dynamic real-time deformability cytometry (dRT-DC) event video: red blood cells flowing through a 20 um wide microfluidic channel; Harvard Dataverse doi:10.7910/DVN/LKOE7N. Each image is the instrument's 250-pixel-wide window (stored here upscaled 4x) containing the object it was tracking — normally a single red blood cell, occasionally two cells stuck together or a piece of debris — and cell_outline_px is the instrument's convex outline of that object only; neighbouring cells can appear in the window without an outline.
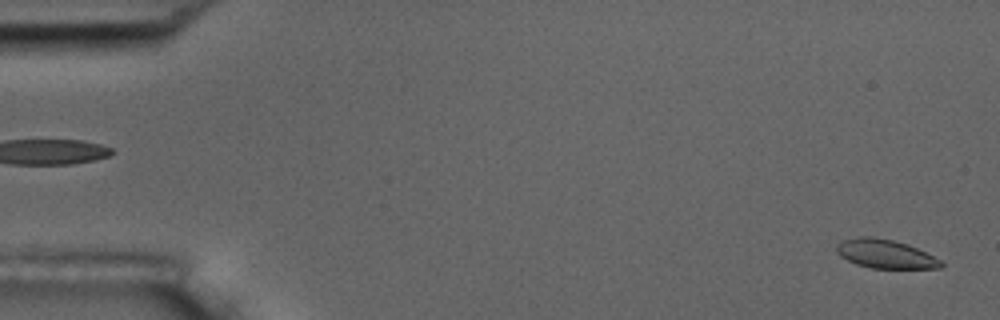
{"species": "common noctule bat (a hibernating species)", "species_latin": "Nyctalus noctula", "temperature_condition": "room temperature", "stored_images_in_passage": 6, "segment_of_instrument_passage": [2, 2], "camera_frame_rate_fps": 3000, "um_per_image_px": 0.085, "animal": {"sex": "male", "body_mass_g": 17.5, "forearm_length_mm": 52.3}, "frame": {"image": 1, "passage_image": 6, "time_ms": 1.667, "image_size_px": [1000, 320], "cell_outline_px": [[944, 264], [940, 268], [872, 268], [856, 264], [840, 256], [836, 252], [836, 244], [844, 240], [860, 236], [872, 236], [892, 240], [908, 244], [940, 260]], "centroid_in_image_um": [75.21, 21.58], "position_along_channel_um": 9.8, "area_um2": 17.34}}